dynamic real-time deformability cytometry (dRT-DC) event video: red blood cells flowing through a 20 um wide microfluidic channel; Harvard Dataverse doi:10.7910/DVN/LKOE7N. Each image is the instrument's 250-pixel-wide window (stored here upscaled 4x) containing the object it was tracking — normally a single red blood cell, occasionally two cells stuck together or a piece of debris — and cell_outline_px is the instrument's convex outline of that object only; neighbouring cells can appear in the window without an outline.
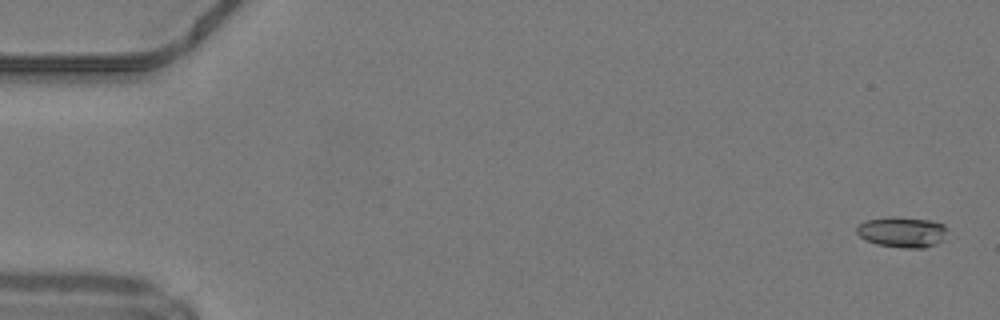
{"species": "common noctule bat (a hibernating species)", "species_latin": "Nyctalus noctula", "temperature_condition": "warm", "stored_images_in_passage": 49, "camera_frame_rate_fps": 3000, "um_per_image_px": 0.085, "animal": {"sex": "male", "body_mass_g": 19.2, "forearm_length_mm": 51.8}, "frame": {"image": 1, "passage_image": 1, "time_ms": 0.0, "image_size_px": [1000, 320], "cell_outline_px": [[948, 228], [944, 240], [936, 244], [924, 248], [904, 248], [876, 244], [864, 240], [856, 232], [856, 228], [864, 220], [888, 216], [896, 216], [932, 220], [944, 224]], "centroid_in_image_um": [76.7, 19.71], "position_along_channel_um": 8.3, "area_um2": 16.59}}
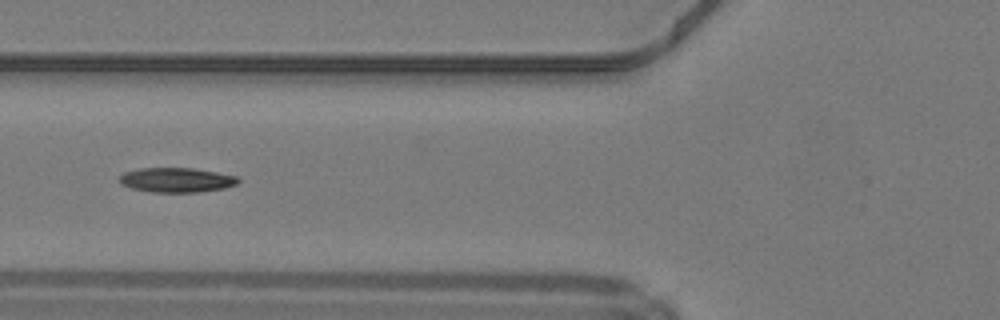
{"frame": {"image": 2, "passage_image": 19, "time_ms": 6.0, "image_size_px": [1000, 320], "cell_outline_px": [[240, 180], [236, 184], [224, 188], [196, 192], [148, 192], [132, 188], [120, 184], [120, 176], [124, 172], [140, 168], [192, 168], [216, 172], [236, 176]], "centroid_in_image_um": [14.98, 15.3], "position_along_channel_um": 110.8, "area_um2": 16.94}}
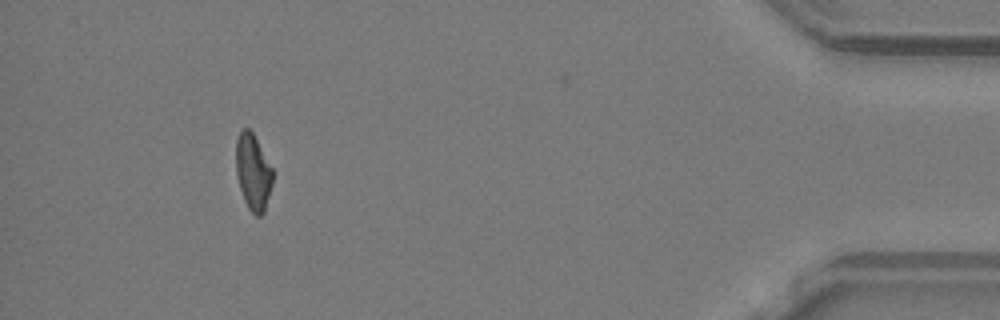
{"frame": {"image": 3, "passage_image": 45, "time_ms": 14.667, "image_size_px": [1000, 320], "cell_outline_px": [[272, 184], [264, 212], [260, 216], [256, 216], [248, 208], [244, 200], [240, 188], [236, 172], [236, 140], [240, 132], [244, 128], [248, 128], [252, 132], [272, 168]], "centroid_in_image_um": [21.5, 14.64], "position_along_channel_um": 413.7, "area_um2": 16.01}, "authors_computed_cell_mechanics": {"area_um2": 16.6464, "velocity_mm_per_s": 4.2376, "shape_relaxation_time_tau1_ms": 8.338, "shape_relaxation_time_tau2_ms": 6.0518, "deformation_change_tau1": 0.2005, "deformation_change_tau2": 0.1421}}